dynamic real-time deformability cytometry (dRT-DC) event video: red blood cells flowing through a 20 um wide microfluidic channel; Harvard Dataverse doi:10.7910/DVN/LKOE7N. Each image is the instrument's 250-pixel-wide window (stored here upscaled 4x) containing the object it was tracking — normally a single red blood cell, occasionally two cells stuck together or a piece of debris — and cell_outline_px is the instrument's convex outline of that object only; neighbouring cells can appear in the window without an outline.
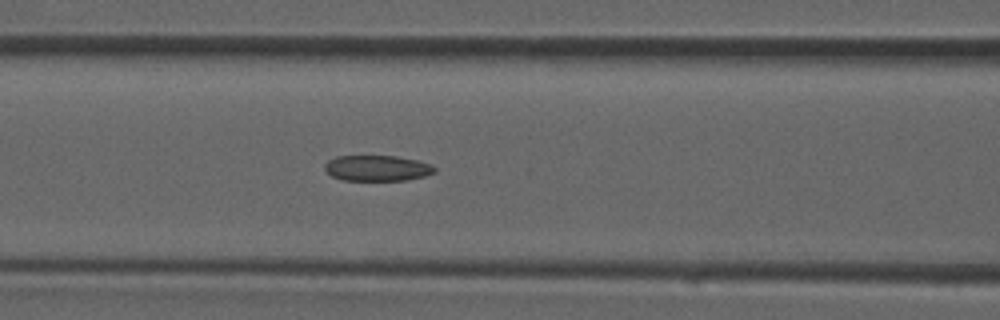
{"species": "common noctule bat (a hibernating species)", "species_latin": "Nyctalus noctula", "temperature_condition": "room temperature", "stored_images_in_passage": 32, "camera_frame_rate_fps": 3000, "um_per_image_px": 0.085, "animal": {"sex": "male", "forearm_length_mm": 52.5}, "frame": {"image": 1, "passage_image": 11, "time_ms": 3.333, "image_size_px": [1000, 320], "cell_outline_px": [[436, 172], [424, 176], [408, 180], [344, 180], [332, 176], [324, 168], [324, 164], [328, 160], [336, 156], [396, 156], [416, 160], [432, 164], [436, 168]], "centroid_in_image_um": [32.08, 14.29], "position_along_channel_um": 134.5, "area_um2": 16.47}}
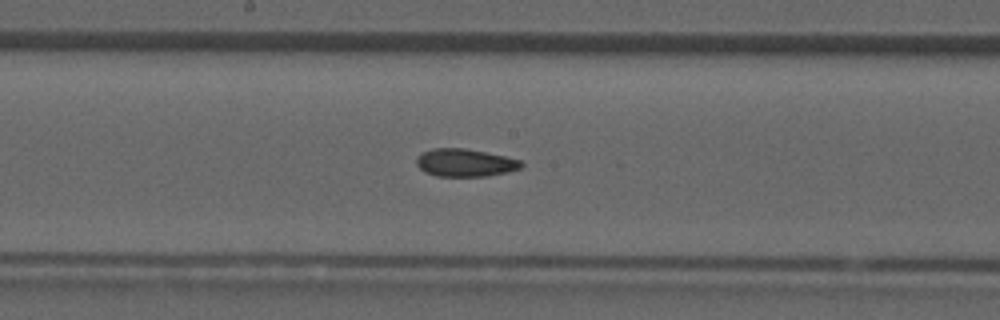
{"frame": {"image": 2, "passage_image": 15, "time_ms": 4.667, "image_size_px": [1000, 320], "cell_outline_px": [[524, 164], [520, 168], [508, 172], [488, 176], [436, 176], [424, 172], [416, 164], [416, 156], [432, 148], [464, 148], [524, 160]], "centroid_in_image_um": [39.54, 13.83], "position_along_channel_um": 208.7, "area_um2": 17.05}}